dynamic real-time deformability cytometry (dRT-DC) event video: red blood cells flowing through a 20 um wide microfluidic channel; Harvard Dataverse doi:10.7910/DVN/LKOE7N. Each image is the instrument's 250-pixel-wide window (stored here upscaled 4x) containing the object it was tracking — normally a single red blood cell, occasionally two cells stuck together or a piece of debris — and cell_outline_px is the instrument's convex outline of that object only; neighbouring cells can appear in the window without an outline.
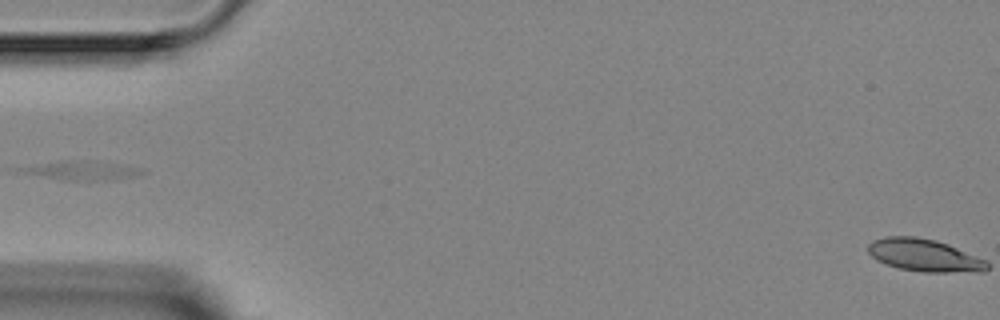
{"species": "Egyptian fruit bat (a non-hibernating species)", "species_latin": "Rousettus aegyptiacus", "temperature_condition": "room temperature", "stored_images_in_passage": 2, "segment_of_instrument_passage": [2, 2], "camera_frame_rate_fps": 3000, "um_per_image_px": 0.085, "animal": {"sex": "female"}, "frame": {"image": 1, "passage_image": 2, "time_ms": 2.667, "image_size_px": [1000, 320], "cell_outline_px": [[148, 172], [136, 176], [108, 180], [76, 180], [48, 176], [28, 172], [12, 168], [72, 160], [88, 160], [144, 168]], "centroid_in_image_um": [7.17, 14.48], "position_along_channel_um": 77.8, "area_um2": 12.66}}